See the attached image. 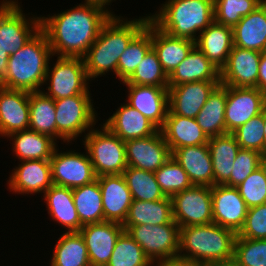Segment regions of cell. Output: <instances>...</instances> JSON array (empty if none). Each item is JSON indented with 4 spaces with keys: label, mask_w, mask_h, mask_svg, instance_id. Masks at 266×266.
Returning a JSON list of instances; mask_svg holds the SVG:
<instances>
[{
    "label": "cell",
    "mask_w": 266,
    "mask_h": 266,
    "mask_svg": "<svg viewBox=\"0 0 266 266\" xmlns=\"http://www.w3.org/2000/svg\"><path fill=\"white\" fill-rule=\"evenodd\" d=\"M108 7L98 1L84 0L52 16L40 15L41 30L47 36L53 56L83 58L114 14Z\"/></svg>",
    "instance_id": "obj_1"
},
{
    "label": "cell",
    "mask_w": 266,
    "mask_h": 266,
    "mask_svg": "<svg viewBox=\"0 0 266 266\" xmlns=\"http://www.w3.org/2000/svg\"><path fill=\"white\" fill-rule=\"evenodd\" d=\"M126 18L113 14L83 57L90 82L111 71L117 77L119 57L150 20L147 14L134 19Z\"/></svg>",
    "instance_id": "obj_2"
},
{
    "label": "cell",
    "mask_w": 266,
    "mask_h": 266,
    "mask_svg": "<svg viewBox=\"0 0 266 266\" xmlns=\"http://www.w3.org/2000/svg\"><path fill=\"white\" fill-rule=\"evenodd\" d=\"M52 57L47 36L40 29L22 48L9 56L6 76L0 86L28 92L44 90L42 86Z\"/></svg>",
    "instance_id": "obj_3"
},
{
    "label": "cell",
    "mask_w": 266,
    "mask_h": 266,
    "mask_svg": "<svg viewBox=\"0 0 266 266\" xmlns=\"http://www.w3.org/2000/svg\"><path fill=\"white\" fill-rule=\"evenodd\" d=\"M149 19L173 37L196 41L214 21V0H166Z\"/></svg>",
    "instance_id": "obj_4"
},
{
    "label": "cell",
    "mask_w": 266,
    "mask_h": 266,
    "mask_svg": "<svg viewBox=\"0 0 266 266\" xmlns=\"http://www.w3.org/2000/svg\"><path fill=\"white\" fill-rule=\"evenodd\" d=\"M237 234L214 222L180 228L178 257L208 264L234 257Z\"/></svg>",
    "instance_id": "obj_5"
},
{
    "label": "cell",
    "mask_w": 266,
    "mask_h": 266,
    "mask_svg": "<svg viewBox=\"0 0 266 266\" xmlns=\"http://www.w3.org/2000/svg\"><path fill=\"white\" fill-rule=\"evenodd\" d=\"M92 128L82 140L97 177L119 175L127 168L125 142L106 126Z\"/></svg>",
    "instance_id": "obj_6"
},
{
    "label": "cell",
    "mask_w": 266,
    "mask_h": 266,
    "mask_svg": "<svg viewBox=\"0 0 266 266\" xmlns=\"http://www.w3.org/2000/svg\"><path fill=\"white\" fill-rule=\"evenodd\" d=\"M92 97L91 95H75L54 100L56 141L61 140L63 144L66 142L65 144L69 145L78 137L83 138L95 127L99 116L94 108Z\"/></svg>",
    "instance_id": "obj_7"
},
{
    "label": "cell",
    "mask_w": 266,
    "mask_h": 266,
    "mask_svg": "<svg viewBox=\"0 0 266 266\" xmlns=\"http://www.w3.org/2000/svg\"><path fill=\"white\" fill-rule=\"evenodd\" d=\"M123 227L155 266H165L178 257L180 227L174 220L163 225L141 224Z\"/></svg>",
    "instance_id": "obj_8"
},
{
    "label": "cell",
    "mask_w": 266,
    "mask_h": 266,
    "mask_svg": "<svg viewBox=\"0 0 266 266\" xmlns=\"http://www.w3.org/2000/svg\"><path fill=\"white\" fill-rule=\"evenodd\" d=\"M49 64L44 82L47 91H43L47 96L58 100L75 95H92L82 57L57 56L53 67Z\"/></svg>",
    "instance_id": "obj_9"
},
{
    "label": "cell",
    "mask_w": 266,
    "mask_h": 266,
    "mask_svg": "<svg viewBox=\"0 0 266 266\" xmlns=\"http://www.w3.org/2000/svg\"><path fill=\"white\" fill-rule=\"evenodd\" d=\"M0 2V45L11 55L41 29L40 16L28 17L18 0Z\"/></svg>",
    "instance_id": "obj_10"
},
{
    "label": "cell",
    "mask_w": 266,
    "mask_h": 266,
    "mask_svg": "<svg viewBox=\"0 0 266 266\" xmlns=\"http://www.w3.org/2000/svg\"><path fill=\"white\" fill-rule=\"evenodd\" d=\"M173 220L179 227L213 222L211 187L192 185L171 197Z\"/></svg>",
    "instance_id": "obj_11"
},
{
    "label": "cell",
    "mask_w": 266,
    "mask_h": 266,
    "mask_svg": "<svg viewBox=\"0 0 266 266\" xmlns=\"http://www.w3.org/2000/svg\"><path fill=\"white\" fill-rule=\"evenodd\" d=\"M50 165L54 185L74 189L97 178L87 151L81 153L72 149L60 152L59 147H56Z\"/></svg>",
    "instance_id": "obj_12"
},
{
    "label": "cell",
    "mask_w": 266,
    "mask_h": 266,
    "mask_svg": "<svg viewBox=\"0 0 266 266\" xmlns=\"http://www.w3.org/2000/svg\"><path fill=\"white\" fill-rule=\"evenodd\" d=\"M266 109V95L256 87L227 86L225 134L233 133Z\"/></svg>",
    "instance_id": "obj_13"
},
{
    "label": "cell",
    "mask_w": 266,
    "mask_h": 266,
    "mask_svg": "<svg viewBox=\"0 0 266 266\" xmlns=\"http://www.w3.org/2000/svg\"><path fill=\"white\" fill-rule=\"evenodd\" d=\"M128 167L155 172L171 157L172 153L161 130L144 138L125 141Z\"/></svg>",
    "instance_id": "obj_14"
},
{
    "label": "cell",
    "mask_w": 266,
    "mask_h": 266,
    "mask_svg": "<svg viewBox=\"0 0 266 266\" xmlns=\"http://www.w3.org/2000/svg\"><path fill=\"white\" fill-rule=\"evenodd\" d=\"M211 195L213 222L238 234L248 212L238 189L226 185H213Z\"/></svg>",
    "instance_id": "obj_15"
},
{
    "label": "cell",
    "mask_w": 266,
    "mask_h": 266,
    "mask_svg": "<svg viewBox=\"0 0 266 266\" xmlns=\"http://www.w3.org/2000/svg\"><path fill=\"white\" fill-rule=\"evenodd\" d=\"M128 95L126 102L143 114L159 130L169 111L168 87L123 84Z\"/></svg>",
    "instance_id": "obj_16"
},
{
    "label": "cell",
    "mask_w": 266,
    "mask_h": 266,
    "mask_svg": "<svg viewBox=\"0 0 266 266\" xmlns=\"http://www.w3.org/2000/svg\"><path fill=\"white\" fill-rule=\"evenodd\" d=\"M262 52L233 45L225 66L220 70V84L232 87H256Z\"/></svg>",
    "instance_id": "obj_17"
},
{
    "label": "cell",
    "mask_w": 266,
    "mask_h": 266,
    "mask_svg": "<svg viewBox=\"0 0 266 266\" xmlns=\"http://www.w3.org/2000/svg\"><path fill=\"white\" fill-rule=\"evenodd\" d=\"M220 81H195L168 86L169 111L167 115L196 118L209 95Z\"/></svg>",
    "instance_id": "obj_18"
},
{
    "label": "cell",
    "mask_w": 266,
    "mask_h": 266,
    "mask_svg": "<svg viewBox=\"0 0 266 266\" xmlns=\"http://www.w3.org/2000/svg\"><path fill=\"white\" fill-rule=\"evenodd\" d=\"M123 231L122 224L110 221L84 225L78 231L84 239L92 266L108 264L115 243Z\"/></svg>",
    "instance_id": "obj_19"
},
{
    "label": "cell",
    "mask_w": 266,
    "mask_h": 266,
    "mask_svg": "<svg viewBox=\"0 0 266 266\" xmlns=\"http://www.w3.org/2000/svg\"><path fill=\"white\" fill-rule=\"evenodd\" d=\"M7 180L10 192L21 195L45 193L52 185L50 160H24Z\"/></svg>",
    "instance_id": "obj_20"
},
{
    "label": "cell",
    "mask_w": 266,
    "mask_h": 266,
    "mask_svg": "<svg viewBox=\"0 0 266 266\" xmlns=\"http://www.w3.org/2000/svg\"><path fill=\"white\" fill-rule=\"evenodd\" d=\"M30 92L0 86V136L29 129Z\"/></svg>",
    "instance_id": "obj_21"
},
{
    "label": "cell",
    "mask_w": 266,
    "mask_h": 266,
    "mask_svg": "<svg viewBox=\"0 0 266 266\" xmlns=\"http://www.w3.org/2000/svg\"><path fill=\"white\" fill-rule=\"evenodd\" d=\"M96 179L102 193L104 221L123 224L133 201L123 175H103Z\"/></svg>",
    "instance_id": "obj_22"
},
{
    "label": "cell",
    "mask_w": 266,
    "mask_h": 266,
    "mask_svg": "<svg viewBox=\"0 0 266 266\" xmlns=\"http://www.w3.org/2000/svg\"><path fill=\"white\" fill-rule=\"evenodd\" d=\"M124 142L155 134L159 129L126 101L102 123Z\"/></svg>",
    "instance_id": "obj_23"
},
{
    "label": "cell",
    "mask_w": 266,
    "mask_h": 266,
    "mask_svg": "<svg viewBox=\"0 0 266 266\" xmlns=\"http://www.w3.org/2000/svg\"><path fill=\"white\" fill-rule=\"evenodd\" d=\"M172 158L186 171L193 185H214L213 164L208 144L177 148L172 152Z\"/></svg>",
    "instance_id": "obj_24"
},
{
    "label": "cell",
    "mask_w": 266,
    "mask_h": 266,
    "mask_svg": "<svg viewBox=\"0 0 266 266\" xmlns=\"http://www.w3.org/2000/svg\"><path fill=\"white\" fill-rule=\"evenodd\" d=\"M195 46L214 66L221 70L233 48V29L213 21L199 34Z\"/></svg>",
    "instance_id": "obj_25"
},
{
    "label": "cell",
    "mask_w": 266,
    "mask_h": 266,
    "mask_svg": "<svg viewBox=\"0 0 266 266\" xmlns=\"http://www.w3.org/2000/svg\"><path fill=\"white\" fill-rule=\"evenodd\" d=\"M42 196L48 215L67 229L65 232H78L83 227L74 205L72 189L53 184Z\"/></svg>",
    "instance_id": "obj_26"
},
{
    "label": "cell",
    "mask_w": 266,
    "mask_h": 266,
    "mask_svg": "<svg viewBox=\"0 0 266 266\" xmlns=\"http://www.w3.org/2000/svg\"><path fill=\"white\" fill-rule=\"evenodd\" d=\"M171 153L181 147L207 144L209 137L198 125L196 118L167 115L160 129Z\"/></svg>",
    "instance_id": "obj_27"
},
{
    "label": "cell",
    "mask_w": 266,
    "mask_h": 266,
    "mask_svg": "<svg viewBox=\"0 0 266 266\" xmlns=\"http://www.w3.org/2000/svg\"><path fill=\"white\" fill-rule=\"evenodd\" d=\"M195 81H220V70L194 46L187 57L168 76V86Z\"/></svg>",
    "instance_id": "obj_28"
},
{
    "label": "cell",
    "mask_w": 266,
    "mask_h": 266,
    "mask_svg": "<svg viewBox=\"0 0 266 266\" xmlns=\"http://www.w3.org/2000/svg\"><path fill=\"white\" fill-rule=\"evenodd\" d=\"M232 29L234 46L263 53L266 44V1Z\"/></svg>",
    "instance_id": "obj_29"
},
{
    "label": "cell",
    "mask_w": 266,
    "mask_h": 266,
    "mask_svg": "<svg viewBox=\"0 0 266 266\" xmlns=\"http://www.w3.org/2000/svg\"><path fill=\"white\" fill-rule=\"evenodd\" d=\"M7 139L12 141V151L15 158L24 160H50L58 147L52 137L27 129L10 134Z\"/></svg>",
    "instance_id": "obj_30"
},
{
    "label": "cell",
    "mask_w": 266,
    "mask_h": 266,
    "mask_svg": "<svg viewBox=\"0 0 266 266\" xmlns=\"http://www.w3.org/2000/svg\"><path fill=\"white\" fill-rule=\"evenodd\" d=\"M195 41L173 37L152 23V48L157 53L158 59L169 76L176 67L187 57Z\"/></svg>",
    "instance_id": "obj_31"
},
{
    "label": "cell",
    "mask_w": 266,
    "mask_h": 266,
    "mask_svg": "<svg viewBox=\"0 0 266 266\" xmlns=\"http://www.w3.org/2000/svg\"><path fill=\"white\" fill-rule=\"evenodd\" d=\"M207 144L212 158L214 185H225L230 180L240 146L232 133L210 137Z\"/></svg>",
    "instance_id": "obj_32"
},
{
    "label": "cell",
    "mask_w": 266,
    "mask_h": 266,
    "mask_svg": "<svg viewBox=\"0 0 266 266\" xmlns=\"http://www.w3.org/2000/svg\"><path fill=\"white\" fill-rule=\"evenodd\" d=\"M173 220L171 197L155 201L133 200L122 226L163 225Z\"/></svg>",
    "instance_id": "obj_33"
},
{
    "label": "cell",
    "mask_w": 266,
    "mask_h": 266,
    "mask_svg": "<svg viewBox=\"0 0 266 266\" xmlns=\"http://www.w3.org/2000/svg\"><path fill=\"white\" fill-rule=\"evenodd\" d=\"M226 100L227 85L219 84L196 116L198 125L209 138L225 134Z\"/></svg>",
    "instance_id": "obj_34"
},
{
    "label": "cell",
    "mask_w": 266,
    "mask_h": 266,
    "mask_svg": "<svg viewBox=\"0 0 266 266\" xmlns=\"http://www.w3.org/2000/svg\"><path fill=\"white\" fill-rule=\"evenodd\" d=\"M49 266H90L88 250L79 232H64L54 246Z\"/></svg>",
    "instance_id": "obj_35"
},
{
    "label": "cell",
    "mask_w": 266,
    "mask_h": 266,
    "mask_svg": "<svg viewBox=\"0 0 266 266\" xmlns=\"http://www.w3.org/2000/svg\"><path fill=\"white\" fill-rule=\"evenodd\" d=\"M72 195L82 226L104 221L102 193L97 179L72 189Z\"/></svg>",
    "instance_id": "obj_36"
},
{
    "label": "cell",
    "mask_w": 266,
    "mask_h": 266,
    "mask_svg": "<svg viewBox=\"0 0 266 266\" xmlns=\"http://www.w3.org/2000/svg\"><path fill=\"white\" fill-rule=\"evenodd\" d=\"M29 129L48 135L56 140V109L54 99L47 96L43 90L30 92Z\"/></svg>",
    "instance_id": "obj_37"
},
{
    "label": "cell",
    "mask_w": 266,
    "mask_h": 266,
    "mask_svg": "<svg viewBox=\"0 0 266 266\" xmlns=\"http://www.w3.org/2000/svg\"><path fill=\"white\" fill-rule=\"evenodd\" d=\"M151 48L152 22L149 20L146 27L129 43L119 57L117 78L120 82H125L133 74Z\"/></svg>",
    "instance_id": "obj_38"
},
{
    "label": "cell",
    "mask_w": 266,
    "mask_h": 266,
    "mask_svg": "<svg viewBox=\"0 0 266 266\" xmlns=\"http://www.w3.org/2000/svg\"><path fill=\"white\" fill-rule=\"evenodd\" d=\"M122 175L133 200L155 201L166 198L154 172L127 166Z\"/></svg>",
    "instance_id": "obj_39"
},
{
    "label": "cell",
    "mask_w": 266,
    "mask_h": 266,
    "mask_svg": "<svg viewBox=\"0 0 266 266\" xmlns=\"http://www.w3.org/2000/svg\"><path fill=\"white\" fill-rule=\"evenodd\" d=\"M122 84L168 87V75L153 48L147 52L133 74Z\"/></svg>",
    "instance_id": "obj_40"
},
{
    "label": "cell",
    "mask_w": 266,
    "mask_h": 266,
    "mask_svg": "<svg viewBox=\"0 0 266 266\" xmlns=\"http://www.w3.org/2000/svg\"><path fill=\"white\" fill-rule=\"evenodd\" d=\"M106 266H155L143 249L124 230L118 237L110 261Z\"/></svg>",
    "instance_id": "obj_41"
},
{
    "label": "cell",
    "mask_w": 266,
    "mask_h": 266,
    "mask_svg": "<svg viewBox=\"0 0 266 266\" xmlns=\"http://www.w3.org/2000/svg\"><path fill=\"white\" fill-rule=\"evenodd\" d=\"M263 2L264 0H214V21L233 28Z\"/></svg>",
    "instance_id": "obj_42"
},
{
    "label": "cell",
    "mask_w": 266,
    "mask_h": 266,
    "mask_svg": "<svg viewBox=\"0 0 266 266\" xmlns=\"http://www.w3.org/2000/svg\"><path fill=\"white\" fill-rule=\"evenodd\" d=\"M154 174L157 183L166 197H172L193 185L186 171L172 157L156 170Z\"/></svg>",
    "instance_id": "obj_43"
},
{
    "label": "cell",
    "mask_w": 266,
    "mask_h": 266,
    "mask_svg": "<svg viewBox=\"0 0 266 266\" xmlns=\"http://www.w3.org/2000/svg\"><path fill=\"white\" fill-rule=\"evenodd\" d=\"M264 111L241 125L232 134L235 136L241 149L265 151Z\"/></svg>",
    "instance_id": "obj_44"
},
{
    "label": "cell",
    "mask_w": 266,
    "mask_h": 266,
    "mask_svg": "<svg viewBox=\"0 0 266 266\" xmlns=\"http://www.w3.org/2000/svg\"><path fill=\"white\" fill-rule=\"evenodd\" d=\"M234 258L241 266H266V239L236 236Z\"/></svg>",
    "instance_id": "obj_45"
},
{
    "label": "cell",
    "mask_w": 266,
    "mask_h": 266,
    "mask_svg": "<svg viewBox=\"0 0 266 266\" xmlns=\"http://www.w3.org/2000/svg\"><path fill=\"white\" fill-rule=\"evenodd\" d=\"M248 208L265 204L266 175L259 167L236 187Z\"/></svg>",
    "instance_id": "obj_46"
},
{
    "label": "cell",
    "mask_w": 266,
    "mask_h": 266,
    "mask_svg": "<svg viewBox=\"0 0 266 266\" xmlns=\"http://www.w3.org/2000/svg\"><path fill=\"white\" fill-rule=\"evenodd\" d=\"M260 155L258 151L241 149L238 151L230 180L225 184L230 187L240 185L252 172L260 167Z\"/></svg>",
    "instance_id": "obj_47"
},
{
    "label": "cell",
    "mask_w": 266,
    "mask_h": 266,
    "mask_svg": "<svg viewBox=\"0 0 266 266\" xmlns=\"http://www.w3.org/2000/svg\"><path fill=\"white\" fill-rule=\"evenodd\" d=\"M238 237L266 239V204L248 208L244 225Z\"/></svg>",
    "instance_id": "obj_48"
},
{
    "label": "cell",
    "mask_w": 266,
    "mask_h": 266,
    "mask_svg": "<svg viewBox=\"0 0 266 266\" xmlns=\"http://www.w3.org/2000/svg\"><path fill=\"white\" fill-rule=\"evenodd\" d=\"M256 88L266 95V54L262 53L259 62V74Z\"/></svg>",
    "instance_id": "obj_49"
},
{
    "label": "cell",
    "mask_w": 266,
    "mask_h": 266,
    "mask_svg": "<svg viewBox=\"0 0 266 266\" xmlns=\"http://www.w3.org/2000/svg\"><path fill=\"white\" fill-rule=\"evenodd\" d=\"M165 266H209V264L206 262H201L197 260L175 257L172 261L168 262Z\"/></svg>",
    "instance_id": "obj_50"
},
{
    "label": "cell",
    "mask_w": 266,
    "mask_h": 266,
    "mask_svg": "<svg viewBox=\"0 0 266 266\" xmlns=\"http://www.w3.org/2000/svg\"><path fill=\"white\" fill-rule=\"evenodd\" d=\"M9 54L6 50L0 45V83L4 80L6 76V70L9 60Z\"/></svg>",
    "instance_id": "obj_51"
},
{
    "label": "cell",
    "mask_w": 266,
    "mask_h": 266,
    "mask_svg": "<svg viewBox=\"0 0 266 266\" xmlns=\"http://www.w3.org/2000/svg\"><path fill=\"white\" fill-rule=\"evenodd\" d=\"M209 266H241V265L233 257L228 260H222L219 262L210 263Z\"/></svg>",
    "instance_id": "obj_52"
},
{
    "label": "cell",
    "mask_w": 266,
    "mask_h": 266,
    "mask_svg": "<svg viewBox=\"0 0 266 266\" xmlns=\"http://www.w3.org/2000/svg\"><path fill=\"white\" fill-rule=\"evenodd\" d=\"M260 168L264 171L266 175V151L260 155Z\"/></svg>",
    "instance_id": "obj_53"
},
{
    "label": "cell",
    "mask_w": 266,
    "mask_h": 266,
    "mask_svg": "<svg viewBox=\"0 0 266 266\" xmlns=\"http://www.w3.org/2000/svg\"><path fill=\"white\" fill-rule=\"evenodd\" d=\"M264 136H265V151H266V109L264 110Z\"/></svg>",
    "instance_id": "obj_54"
},
{
    "label": "cell",
    "mask_w": 266,
    "mask_h": 266,
    "mask_svg": "<svg viewBox=\"0 0 266 266\" xmlns=\"http://www.w3.org/2000/svg\"><path fill=\"white\" fill-rule=\"evenodd\" d=\"M92 1H98V2L104 3L107 6H109L110 4L112 5V1H115V0H92Z\"/></svg>",
    "instance_id": "obj_55"
},
{
    "label": "cell",
    "mask_w": 266,
    "mask_h": 266,
    "mask_svg": "<svg viewBox=\"0 0 266 266\" xmlns=\"http://www.w3.org/2000/svg\"><path fill=\"white\" fill-rule=\"evenodd\" d=\"M263 53L266 54V44H265V46H264Z\"/></svg>",
    "instance_id": "obj_56"
}]
</instances>
